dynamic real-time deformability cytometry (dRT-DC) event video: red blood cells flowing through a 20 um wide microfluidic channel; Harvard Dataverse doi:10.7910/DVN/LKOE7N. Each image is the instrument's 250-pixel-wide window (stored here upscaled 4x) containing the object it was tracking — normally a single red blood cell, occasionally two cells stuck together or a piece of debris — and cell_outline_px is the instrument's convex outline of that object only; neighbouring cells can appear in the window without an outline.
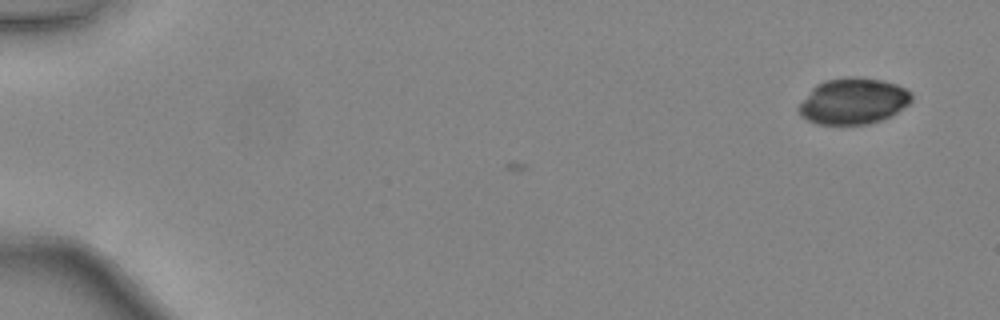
{"species": "common noctule bat (a hibernating species)", "species_latin": "Nyctalus noctula", "temperature_condition": "warm", "stored_images_in_passage": 7, "camera_frame_rate_fps": 3000, "um_per_image_px": 0.085, "animal": {"sex": "female", "body_mass_g": 24.6, "forearm_length_mm": 56.2}, "frame": {"image": 1, "passage_image": 7, "time_ms": 2.0, "image_size_px": [1000, 320], "cell_outline_px": [[912, 100], [908, 104], [892, 116], [868, 124], [816, 124], [800, 116], [796, 108], [812, 88], [816, 84], [824, 80], [848, 76], [856, 76], [880, 80], [896, 84], [912, 92]], "centroid_in_image_um": [72.51, 8.59], "position_along_channel_um": 12.5, "area_um2": 30.52}}